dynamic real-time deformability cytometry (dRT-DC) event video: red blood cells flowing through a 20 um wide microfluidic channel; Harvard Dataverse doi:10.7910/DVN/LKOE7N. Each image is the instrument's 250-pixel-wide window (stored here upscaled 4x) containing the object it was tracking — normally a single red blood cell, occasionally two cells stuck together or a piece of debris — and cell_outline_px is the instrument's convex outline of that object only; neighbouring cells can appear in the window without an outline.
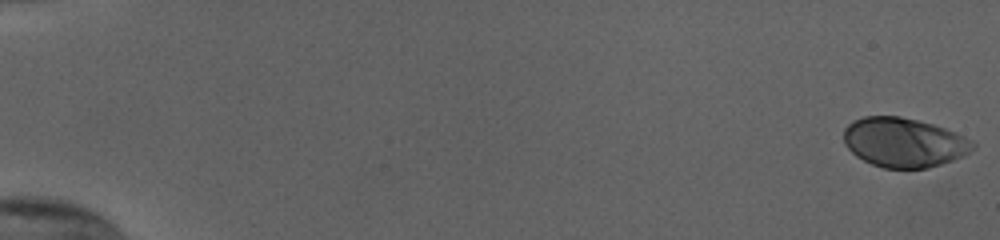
{"species": "human", "species_latin": "Homo sapiens", "temperature_condition": "cold", "stored_images_in_passage": 55, "camera_frame_rate_fps": 3000, "um_per_image_px": 0.085, "donor": {"sex": "female"}, "frame": {"image": 1, "passage_image": 1, "time_ms": 0.0, "image_size_px": [1000, 240], "cell_outline_px": [[976, 144], [968, 152], [952, 160], [928, 168], [884, 168], [872, 164], [856, 156], [844, 144], [844, 128], [852, 120], [864, 116], [900, 116], [932, 124], [944, 128], [964, 136], [972, 140]], "centroid_in_image_um": [76.79, 12.1], "position_along_channel_um": 8.2, "area_um2": 36.93}}
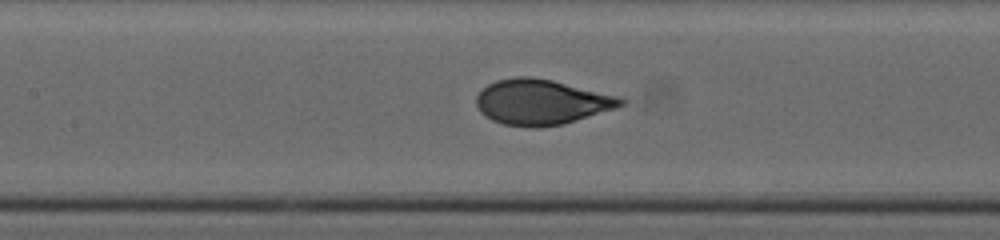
{"frame": {"image": 2, "passage_image": 28, "time_ms": 9.0, "image_size_px": [1000, 240], "cell_outline_px": [[628, 100], [624, 104], [616, 108], [564, 124], [540, 128], [528, 128], [504, 124], [492, 120], [480, 112], [476, 104], [476, 96], [488, 84], [496, 80], [516, 76], [528, 76], [552, 80], [620, 96]], "centroid_in_image_um": [46.04, 8.68], "position_along_channel_um": 161.4, "area_um2": 38.38}}
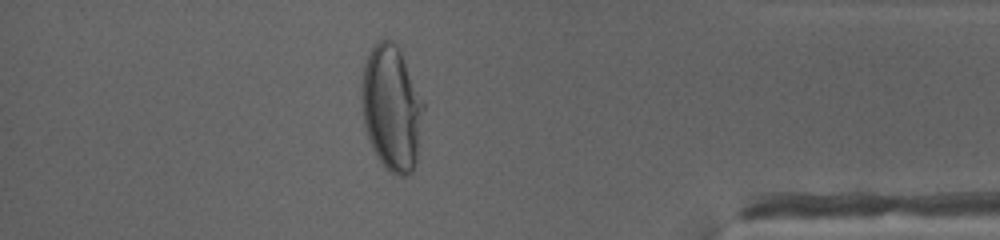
{"frame": {"image": 3, "passage_image": 49, "time_ms": 16.0, "image_size_px": [1000, 240], "cell_outline_px": [[424, 108], [416, 164], [412, 172], [408, 176], [400, 176], [392, 172], [376, 156], [372, 148], [364, 124], [360, 100], [360, 84], [364, 64], [372, 48], [380, 40], [392, 40], [396, 44], [400, 52], [424, 104]], "centroid_in_image_um": [33.26, 9.2], "position_along_channel_um": 401.9, "area_um2": 44.91}, "authors_computed_cell_mechanics": {"area_um2": 37.6278, "velocity_mm_per_s": 3.8272, "shape_relaxation_time_tau1_ms": 4.4813, "shape_relaxation_time_tau2_ms": null, "deformation_change_tau1": 0.2151, "deformation_change_tau2": null}}